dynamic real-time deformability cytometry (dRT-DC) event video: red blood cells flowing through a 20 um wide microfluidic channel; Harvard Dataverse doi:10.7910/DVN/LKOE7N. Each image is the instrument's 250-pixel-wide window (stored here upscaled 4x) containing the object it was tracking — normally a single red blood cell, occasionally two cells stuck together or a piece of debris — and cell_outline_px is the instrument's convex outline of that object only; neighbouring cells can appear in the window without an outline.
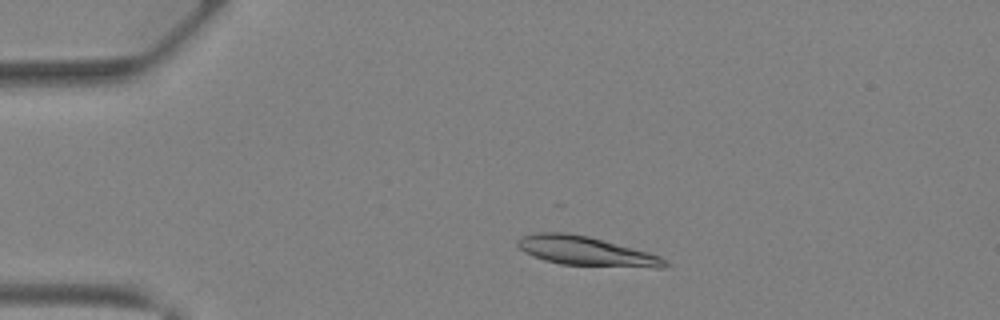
{"species": "Egyptian fruit bat (a non-hibernating species)", "species_latin": "Rousettus aegyptiacus", "temperature_condition": "warm", "stored_images_in_passage": 33, "camera_frame_rate_fps": 3000, "um_per_image_px": 0.085, "animal": {"sex": "female"}, "frame": {"image": 1, "passage_image": 1, "time_ms": 0.0, "image_size_px": [1000, 320], "cell_outline_px": [[668, 268], [652, 268], [560, 264], [544, 260], [532, 256], [524, 252], [516, 244], [516, 240], [520, 236], [532, 232], [564, 232], [588, 236], [648, 252], [660, 256], [668, 264]], "centroid_in_image_um": [49.77, 21.34], "position_along_channel_um": 35.2, "area_um2": 25.26}}
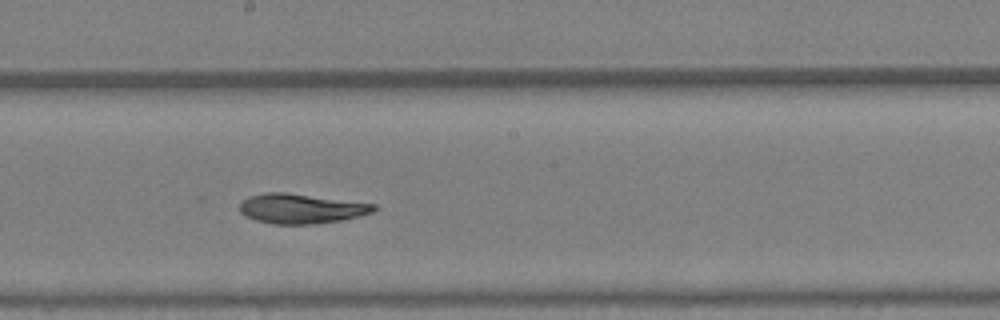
{"frame": {"image": 2, "passage_image": 15, "time_ms": 4.667, "image_size_px": [1000, 320], "cell_outline_px": [[376, 208], [372, 212], [340, 220], [316, 224], [272, 224], [256, 220], [244, 216], [240, 212], [240, 200], [248, 196], [264, 192], [284, 192], [376, 204]], "centroid_in_image_um": [25.51, 17.72], "position_along_channel_um": 222.7, "area_um2": 23.24}}
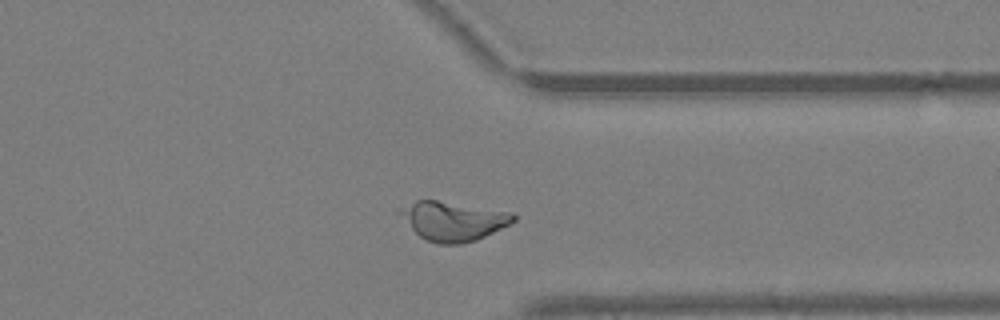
{"frame": {"image": 3, "passage_image": 24, "time_ms": 7.667, "image_size_px": [1000, 320], "cell_outline_px": [[516, 220], [476, 240], [460, 244], [436, 244], [420, 236], [396, 212], [396, 208], [416, 200], [436, 200], [512, 212], [516, 216]], "centroid_in_image_um": [38.46, 18.77], "position_along_channel_um": 372.9, "area_um2": 25.66}}